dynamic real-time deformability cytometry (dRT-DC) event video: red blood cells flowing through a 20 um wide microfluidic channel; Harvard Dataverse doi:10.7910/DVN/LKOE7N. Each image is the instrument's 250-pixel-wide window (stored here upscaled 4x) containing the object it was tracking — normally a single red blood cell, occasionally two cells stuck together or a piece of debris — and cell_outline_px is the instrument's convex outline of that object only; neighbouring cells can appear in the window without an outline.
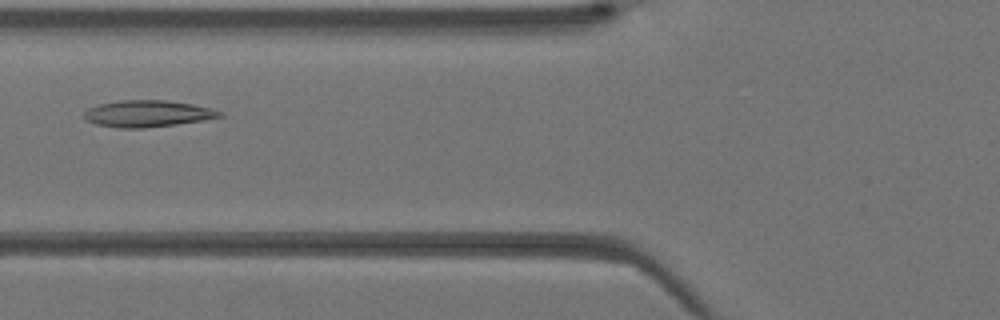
{"species": "Egyptian fruit bat (a non-hibernating species)", "species_latin": "Rousettus aegyptiacus", "temperature_condition": "warm", "stored_images_in_passage": 37, "camera_frame_rate_fps": 3000, "um_per_image_px": 0.085, "animal": {"sex": "female"}, "frame": {"image": 1, "passage_image": 12, "time_ms": 3.667, "image_size_px": [1000, 320], "cell_outline_px": [[224, 116], [204, 120], [176, 124], [144, 128], [120, 128], [96, 124], [84, 120], [84, 112], [88, 108], [96, 104], [124, 100], [164, 100], [192, 104], [224, 112]], "centroid_in_image_um": [12.51, 9.66], "position_along_channel_um": 113.3, "area_um2": 21.04}}
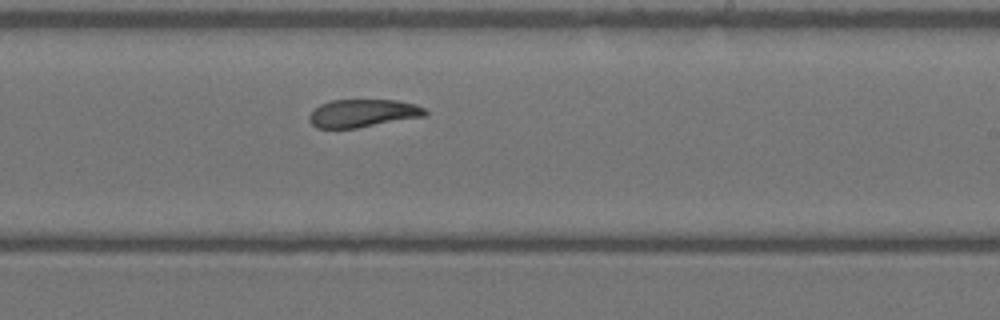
{"frame": {"image": 2, "passage_image": 21, "time_ms": 6.667, "image_size_px": [1000, 320], "cell_outline_px": [[428, 112], [424, 116], [356, 128], [316, 128], [308, 120], [308, 116], [320, 104], [332, 100], [396, 100], [416, 104], [424, 108]], "centroid_in_image_um": [30.83, 9.62], "position_along_channel_um": 258.2, "area_um2": 18.73}}
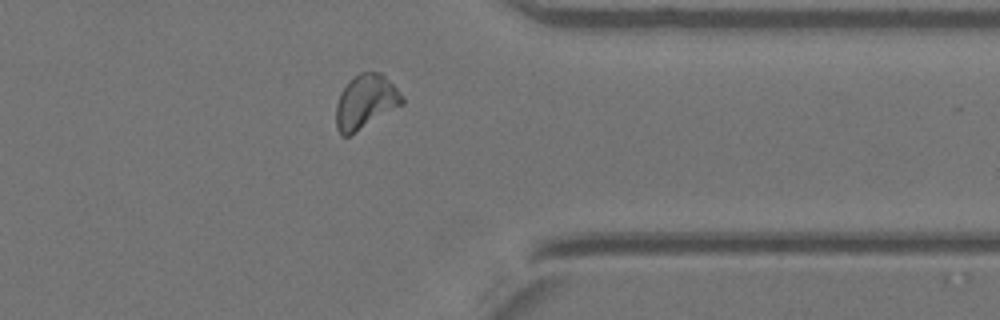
{"frame": {"image": 3, "passage_image": 29, "time_ms": 9.333, "image_size_px": [1000, 320], "cell_outline_px": [[404, 104], [348, 136], [340, 136], [336, 128], [336, 104], [340, 92], [348, 80], [352, 76], [360, 72], [380, 72], [396, 88], [404, 100]], "centroid_in_image_um": [31.03, 8.64], "position_along_channel_um": 380.4, "area_um2": 20.81}}